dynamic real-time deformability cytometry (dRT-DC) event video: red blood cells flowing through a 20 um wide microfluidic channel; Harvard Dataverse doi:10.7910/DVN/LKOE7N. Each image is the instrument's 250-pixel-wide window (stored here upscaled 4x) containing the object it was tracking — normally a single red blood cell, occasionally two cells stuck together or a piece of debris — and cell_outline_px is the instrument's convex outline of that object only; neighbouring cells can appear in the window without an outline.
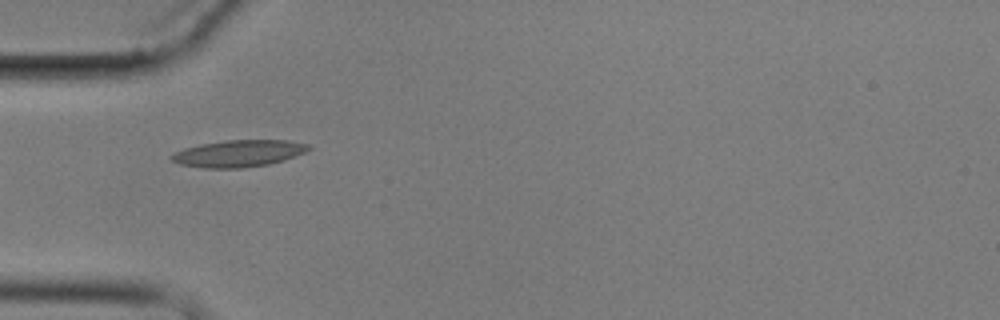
{"species": "common noctule bat (a hibernating species)", "species_latin": "Nyctalus noctula", "temperature_condition": "cold", "stored_images_in_passage": 10, "camera_frame_rate_fps": 3000, "um_per_image_px": 0.085, "animal": {"sex": "male", "body_mass_g": 17.9}, "frame": {"image": 1, "passage_image": 5, "time_ms": 4.667, "image_size_px": [1000, 320], "cell_outline_px": [[312, 148], [304, 152], [284, 160], [268, 164], [244, 168], [204, 168], [180, 164], [172, 160], [168, 156], [172, 152], [184, 148], [200, 144], [228, 140], [288, 140], [308, 144]], "centroid_in_image_um": [20.24, 13.04], "position_along_channel_um": 64.8, "area_um2": 21.5}}
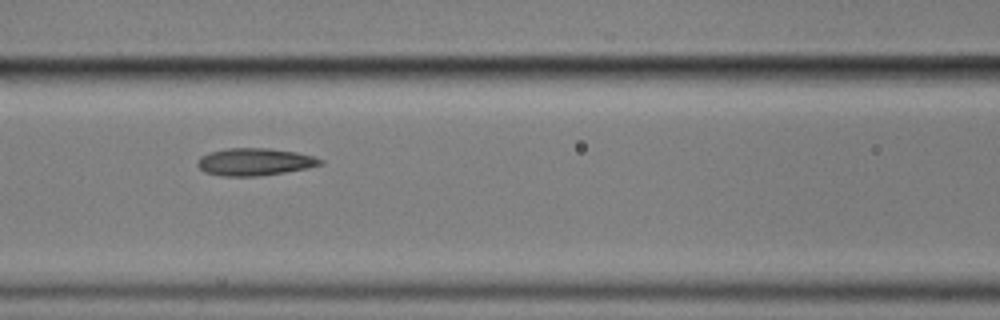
{"frame": {"image": 2, "passage_image": 7, "time_ms": 7.0, "image_size_px": [1000, 320], "cell_outline_px": [[324, 164], [308, 168], [284, 172], [256, 176], [220, 176], [204, 172], [196, 164], [196, 160], [200, 156], [208, 152], [228, 148], [268, 148], [296, 152], [312, 156], [324, 160]], "centroid_in_image_um": [21.62, 13.75], "position_along_channel_um": 145.0, "area_um2": 19.71}}
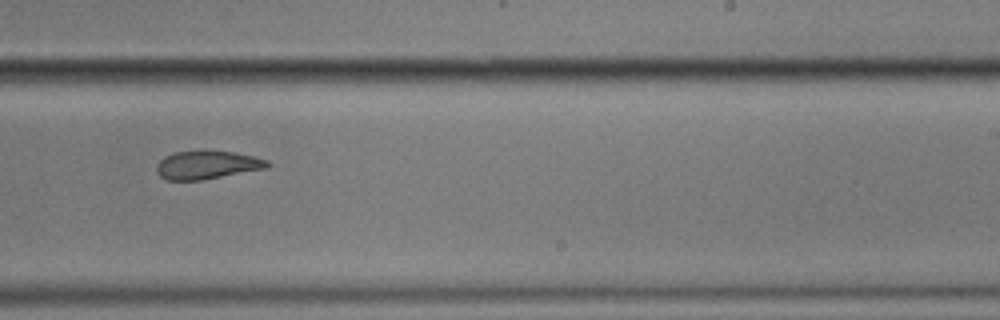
{"frame": {"image": 3, "passage_image": 10, "time_ms": 10.667, "image_size_px": [1000, 320], "cell_outline_px": [[272, 164], [268, 168], [200, 180], [164, 180], [156, 172], [156, 164], [164, 156], [172, 152], [200, 148], [204, 148], [232, 152], [252, 156], [268, 160]], "centroid_in_image_um": [17.56, 13.98], "position_along_channel_um": 271.4, "area_um2": 18.96}}